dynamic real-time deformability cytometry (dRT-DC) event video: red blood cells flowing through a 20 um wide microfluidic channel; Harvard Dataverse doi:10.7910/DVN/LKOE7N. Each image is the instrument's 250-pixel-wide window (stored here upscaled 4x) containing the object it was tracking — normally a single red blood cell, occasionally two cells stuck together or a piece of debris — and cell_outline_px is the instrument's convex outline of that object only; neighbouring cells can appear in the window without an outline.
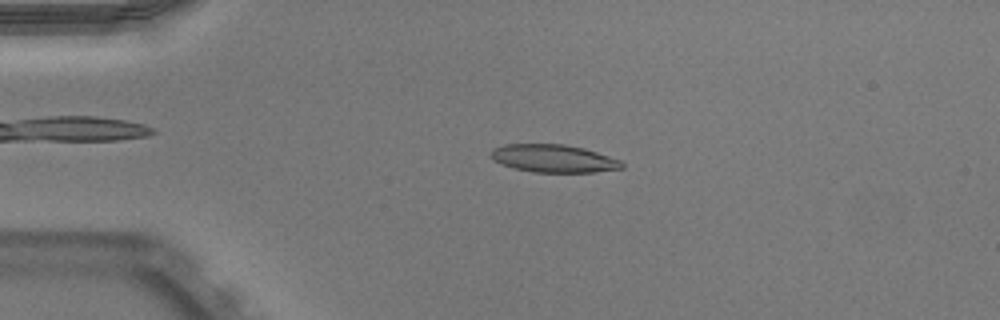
{"species": "Egyptian fruit bat (a non-hibernating species)", "species_latin": "Rousettus aegyptiacus", "temperature_condition": "warm", "stored_images_in_passage": 50, "camera_frame_rate_fps": 3000, "um_per_image_px": 0.085, "animal": {"sex": "male"}, "frame": {"image": 1, "passage_image": 11, "time_ms": 3.333, "image_size_px": [1000, 320], "cell_outline_px": [[624, 168], [596, 172], [532, 172], [512, 168], [492, 160], [492, 148], [504, 144], [564, 144], [584, 148], [620, 160], [624, 164]], "centroid_in_image_um": [47.04, 13.47], "position_along_channel_um": 38.0, "area_um2": 21.27}}
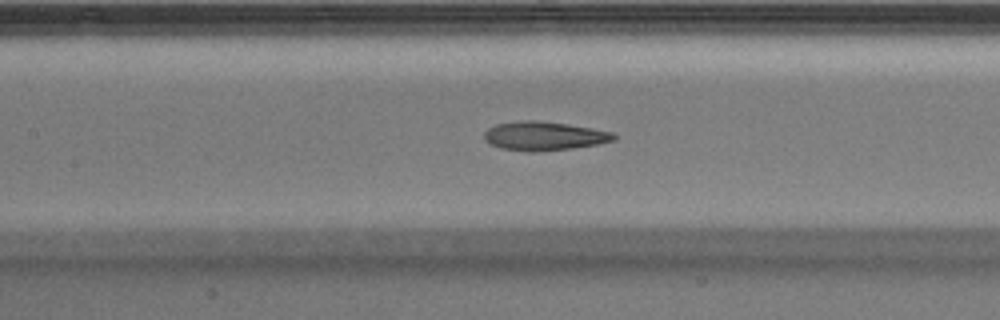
{"frame": {"image": 2, "passage_image": 23, "time_ms": 7.333, "image_size_px": [1000, 320], "cell_outline_px": [[616, 140], [596, 144], [572, 148], [536, 152], [528, 152], [500, 148], [484, 140], [484, 132], [488, 128], [496, 124], [520, 120], [536, 120], [568, 124], [592, 128], [612, 132], [616, 136]], "centroid_in_image_um": [46.22, 11.56], "position_along_channel_um": 161.2, "area_um2": 21.85}}
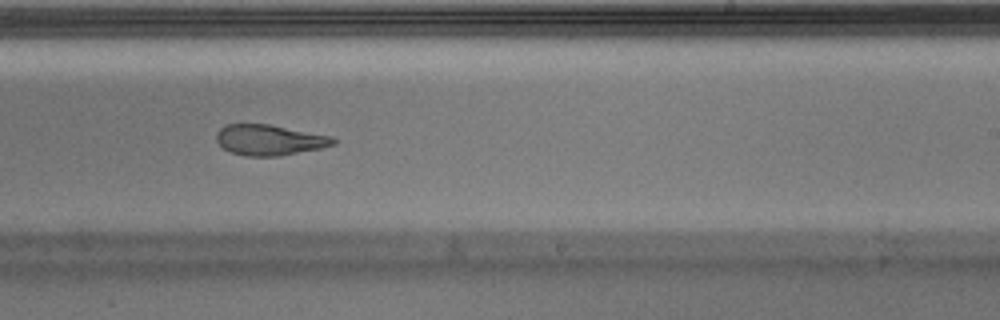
{"frame": {"image": 3, "passage_image": 31, "time_ms": 10.0, "image_size_px": [1000, 320], "cell_outline_px": [[336, 144], [320, 148], [280, 156], [244, 156], [232, 152], [224, 148], [216, 140], [216, 132], [220, 128], [228, 124], [268, 124], [332, 136], [336, 140]], "centroid_in_image_um": [22.9, 11.9], "position_along_channel_um": 266.1, "area_um2": 20.75}, "authors_computed_cell_mechanics": {"area_um2": 21.5594, "velocity_mm_per_s": 3.9418, "shape_relaxation_time_tau1_ms": 5.1223, "shape_relaxation_time_tau2_ms": 1.6514, "deformation_change_tau1": 0.2035, "deformation_change_tau2": 0.1025}}